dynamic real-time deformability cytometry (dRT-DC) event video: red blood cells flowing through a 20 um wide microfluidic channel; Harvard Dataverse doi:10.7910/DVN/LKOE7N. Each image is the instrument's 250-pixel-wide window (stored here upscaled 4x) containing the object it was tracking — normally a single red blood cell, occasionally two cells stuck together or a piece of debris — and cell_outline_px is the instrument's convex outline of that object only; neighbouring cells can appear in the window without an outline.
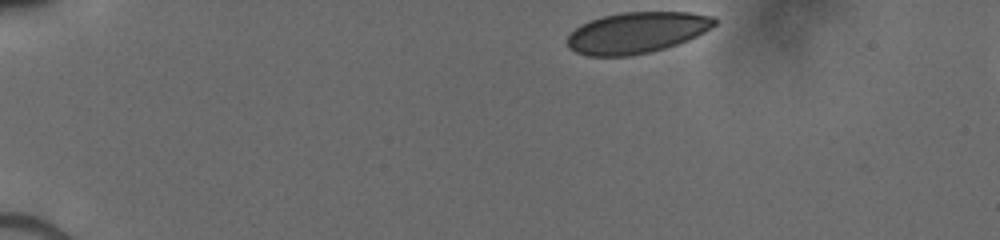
{"species": "human", "species_latin": "Homo sapiens", "temperature_condition": "cold", "stored_images_in_passage": 42, "camera_frame_rate_fps": 3000, "um_per_image_px": 0.085, "donor": {"sex": "male"}, "frame": {"image": 1, "passage_image": 1, "time_ms": 0.0, "image_size_px": [1000, 240], "cell_outline_px": [[716, 24], [704, 32], [688, 40], [664, 48], [648, 52], [628, 56], [588, 56], [576, 52], [568, 48], [568, 36], [580, 24], [588, 20], [620, 12], [688, 12], [712, 16], [716, 20]], "centroid_in_image_um": [54.1, 2.77], "position_along_channel_um": 30.9, "area_um2": 35.14}}
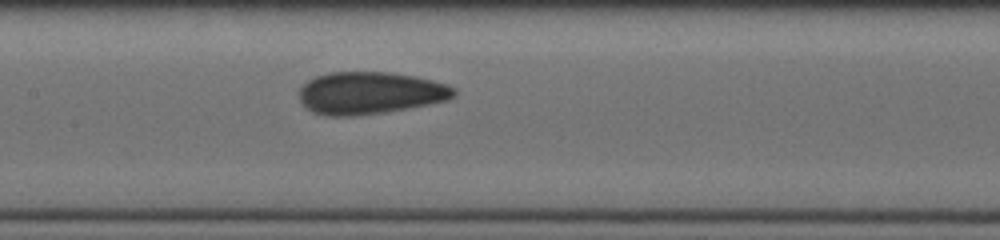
{"frame": {"image": 2, "passage_image": 18, "time_ms": 5.667, "image_size_px": [1000, 240], "cell_outline_px": [[456, 96], [448, 100], [408, 108], [384, 112], [352, 116], [328, 116], [312, 112], [300, 100], [300, 88], [308, 80], [316, 76], [328, 72], [388, 72], [416, 76], [448, 84], [456, 88]], "centroid_in_image_um": [31.48, 7.9], "position_along_channel_um": 175.9, "area_um2": 38.21}}
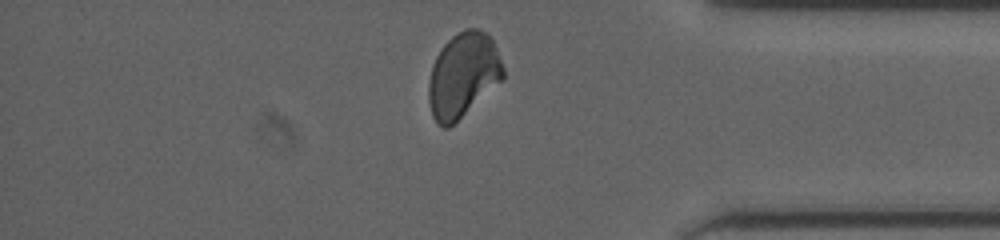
{"frame": {"image": 3, "passage_image": 35, "time_ms": 11.333, "image_size_px": [1000, 240], "cell_outline_px": [[504, 76], [500, 80], [448, 128], [444, 128], [432, 116], [428, 100], [428, 80], [432, 64], [436, 56], [444, 44], [452, 36], [464, 28], [480, 28], [492, 40], [496, 48], [504, 68]], "centroid_in_image_um": [39.32, 6.34], "position_along_channel_um": 395.9, "area_um2": 36.13}}